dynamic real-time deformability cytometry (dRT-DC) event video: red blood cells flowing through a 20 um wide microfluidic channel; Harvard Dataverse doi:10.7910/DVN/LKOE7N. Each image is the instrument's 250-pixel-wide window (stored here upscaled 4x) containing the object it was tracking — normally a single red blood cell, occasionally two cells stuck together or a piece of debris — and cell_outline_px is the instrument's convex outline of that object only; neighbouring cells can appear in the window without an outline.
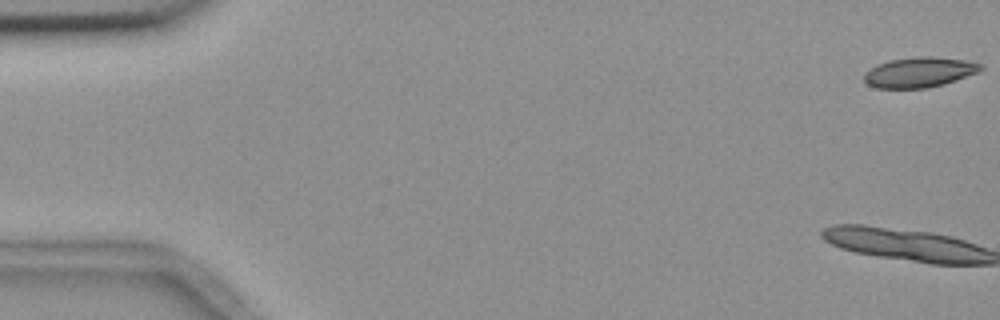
{"species": "common noctule bat (a hibernating species)", "species_latin": "Nyctalus noctula", "temperature_condition": "room temperature", "stored_images_in_passage": 12, "camera_frame_rate_fps": 3000, "um_per_image_px": 0.085, "animal": {"sex": "female", "body_mass_g": 18.4}, "frame": {"image": 1, "passage_image": 1, "time_ms": 0.0, "image_size_px": [1000, 320], "cell_outline_px": [[984, 68], [976, 72], [944, 84], [924, 88], [876, 88], [868, 84], [864, 80], [864, 72], [876, 64], [892, 60], [920, 56], [932, 56], [964, 60], [980, 64]], "centroid_in_image_um": [78.09, 6.14], "position_along_channel_um": 6.9, "area_um2": 20.23}}